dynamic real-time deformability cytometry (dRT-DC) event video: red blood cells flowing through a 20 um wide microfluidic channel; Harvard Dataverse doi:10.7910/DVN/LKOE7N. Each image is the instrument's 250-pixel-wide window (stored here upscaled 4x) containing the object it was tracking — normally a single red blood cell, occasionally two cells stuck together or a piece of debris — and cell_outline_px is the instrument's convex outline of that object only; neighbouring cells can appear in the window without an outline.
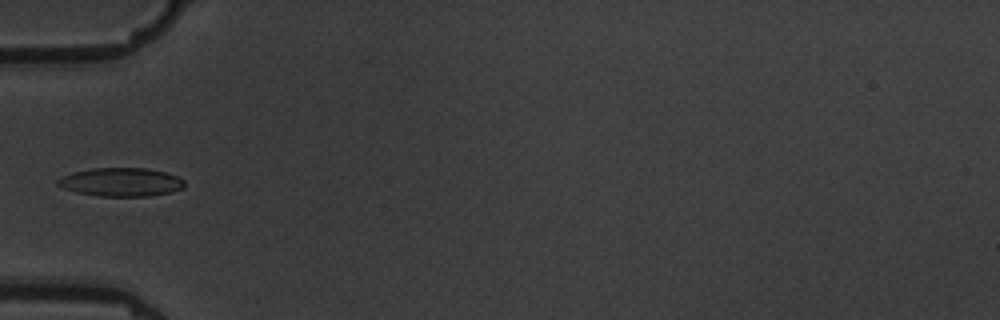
{"species": "common noctule bat (a hibernating species)", "species_latin": "Nyctalus noctula", "temperature_condition": "warm", "stored_images_in_passage": 6, "camera_frame_rate_fps": 3000, "um_per_image_px": 0.085, "animal": {"sex": "male", "body_mass_g": 19.5, "forearm_length_mm": 54.6}, "frame": {"image": 1, "passage_image": 6, "time_ms": 6.333, "image_size_px": [1000, 320], "cell_outline_px": [[184, 188], [172, 192], [148, 196], [100, 196], [76, 192], [64, 188], [56, 184], [56, 180], [72, 172], [92, 168], [148, 168], [164, 172], [176, 176], [184, 180]], "centroid_in_image_um": [10.29, 15.47], "position_along_channel_um": 74.7, "area_um2": 21.04}}